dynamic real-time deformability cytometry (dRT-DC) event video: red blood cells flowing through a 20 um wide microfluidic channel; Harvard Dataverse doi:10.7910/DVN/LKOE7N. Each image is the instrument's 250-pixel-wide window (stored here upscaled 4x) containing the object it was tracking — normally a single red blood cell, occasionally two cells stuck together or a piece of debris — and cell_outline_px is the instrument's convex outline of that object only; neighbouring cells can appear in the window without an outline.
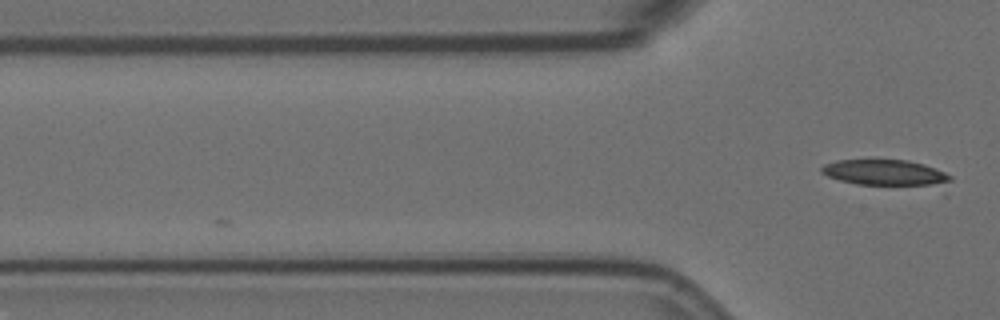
{"species": "Egyptian fruit bat (a non-hibernating species)", "species_latin": "Rousettus aegyptiacus", "temperature_condition": "room temperature", "stored_images_in_passage": 4, "camera_frame_rate_fps": 3000, "um_per_image_px": 0.085, "animal": {"sex": "female"}, "frame": {"image": 1, "passage_image": 4, "time_ms": 1.0, "image_size_px": [1000, 320], "cell_outline_px": [[952, 180], [948, 196], [944, 196], [856, 184], [840, 180], [828, 176], [820, 172], [820, 168], [824, 164], [836, 160], [908, 160], [924, 164], [944, 172], [952, 176]], "centroid_in_image_um": [75.73, 14.9], "position_along_channel_um": 50.1, "area_um2": 23.29}}